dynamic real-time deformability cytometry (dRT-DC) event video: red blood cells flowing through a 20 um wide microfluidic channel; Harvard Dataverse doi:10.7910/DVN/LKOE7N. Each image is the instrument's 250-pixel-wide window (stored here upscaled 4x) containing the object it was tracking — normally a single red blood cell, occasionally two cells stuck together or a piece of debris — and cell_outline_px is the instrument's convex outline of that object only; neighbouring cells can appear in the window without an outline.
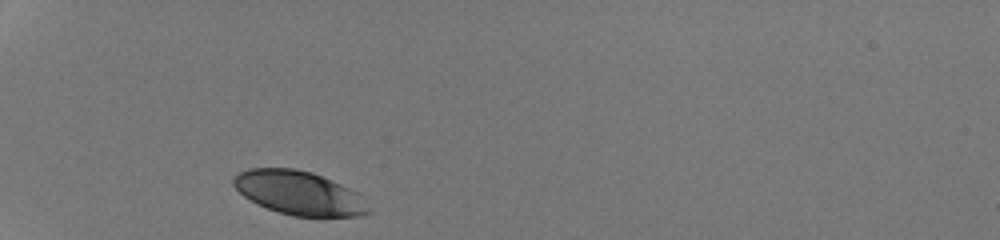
{"species": "human", "species_latin": "Homo sapiens", "temperature_condition": "room temperature", "stored_images_in_passage": 28, "camera_frame_rate_fps": 3000, "um_per_image_px": 0.085, "donor": {"sex": "male"}, "frame": {"image": 1, "passage_image": 1, "time_ms": 0.0, "image_size_px": [1000, 240], "cell_outline_px": [[372, 212], [360, 216], [292, 216], [256, 204], [244, 196], [232, 184], [232, 180], [240, 172], [252, 168], [292, 168], [312, 172], [340, 184], [364, 196]], "centroid_in_image_um": [25.45, 16.41], "position_along_channel_um": 59.5, "area_um2": 34.33}}
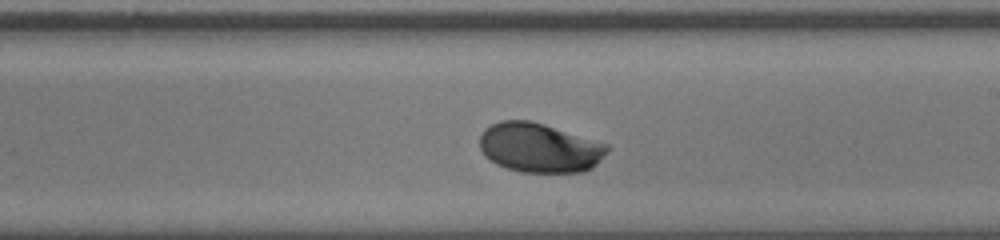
{"frame": {"image": 2, "passage_image": 16, "time_ms": 5.0, "image_size_px": [1000, 240], "cell_outline_px": [[612, 148], [592, 168], [584, 172], [520, 172], [496, 164], [484, 156], [480, 148], [480, 136], [484, 128], [500, 120], [532, 120], [608, 144]], "centroid_in_image_um": [45.86, 12.55], "position_along_channel_um": 243.1, "area_um2": 36.99}}
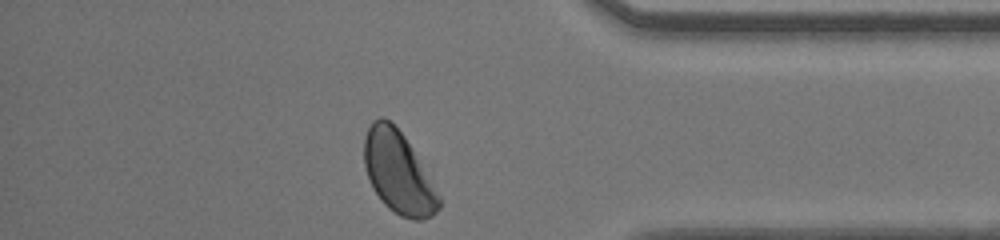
{"frame": {"image": 3, "passage_image": 28, "time_ms": 9.0, "image_size_px": [1000, 240], "cell_outline_px": [[440, 208], [432, 216], [420, 220], [412, 220], [400, 216], [388, 208], [380, 200], [372, 188], [364, 164], [364, 136], [372, 120], [380, 116], [384, 116], [404, 136], [412, 148], [440, 196]], "centroid_in_image_um": [33.83, 14.68], "position_along_channel_um": 401.4, "area_um2": 35.55}, "authors_computed_cell_mechanics": {"area_um2": 36.6452, "velocity_mm_per_s": 4.2217, "shape_relaxation_time_tau1_ms": 1.5367, "shape_relaxation_time_tau2_ms": null, "deformation_change_tau1": 0.1032, "deformation_change_tau2": null}}